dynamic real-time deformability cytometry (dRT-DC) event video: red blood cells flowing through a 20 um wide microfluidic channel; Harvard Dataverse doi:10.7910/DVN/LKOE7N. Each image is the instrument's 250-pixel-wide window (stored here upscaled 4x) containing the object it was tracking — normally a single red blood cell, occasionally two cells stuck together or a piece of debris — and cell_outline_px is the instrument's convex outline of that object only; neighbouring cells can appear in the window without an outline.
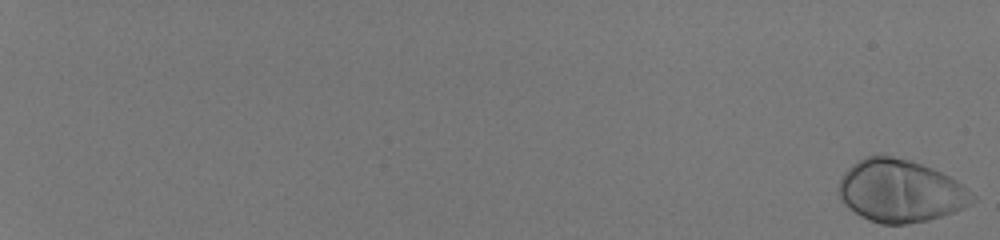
{"species": "human", "species_latin": "Homo sapiens", "temperature_condition": "room temperature", "stored_images_in_passage": 56, "camera_frame_rate_fps": 3000, "um_per_image_px": 0.085, "donor": {"sex": "male"}, "frame": {"image": 1, "passage_image": 1, "time_ms": 0.0, "image_size_px": [1000, 240], "cell_outline_px": [[976, 200], [956, 212], [928, 220], [904, 224], [880, 224], [860, 216], [844, 204], [840, 200], [836, 188], [840, 176], [852, 164], [864, 156], [880, 152], [908, 160], [932, 168], [956, 180], [976, 196]], "centroid_in_image_um": [76.48, 16.21], "position_along_channel_um": 8.5, "area_um2": 49.3}}
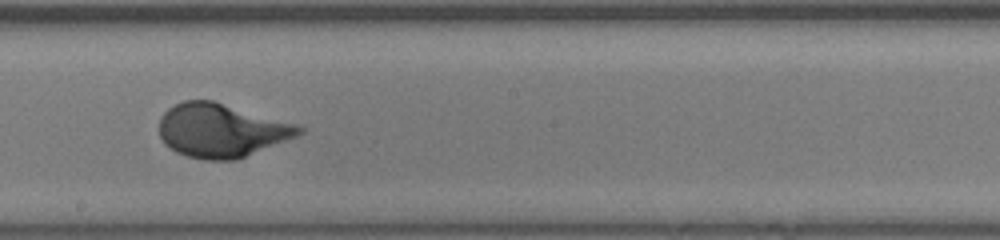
{"frame": {"image": 2, "passage_image": 38, "time_ms": 12.333, "image_size_px": [1000, 240], "cell_outline_px": [[304, 132], [296, 136], [236, 160], [204, 160], [188, 156], [176, 152], [164, 144], [160, 136], [160, 120], [164, 112], [168, 108], [184, 100], [212, 100], [296, 124], [304, 128]], "centroid_in_image_um": [18.79, 11.09], "position_along_channel_um": 229.4, "area_um2": 43.35}}
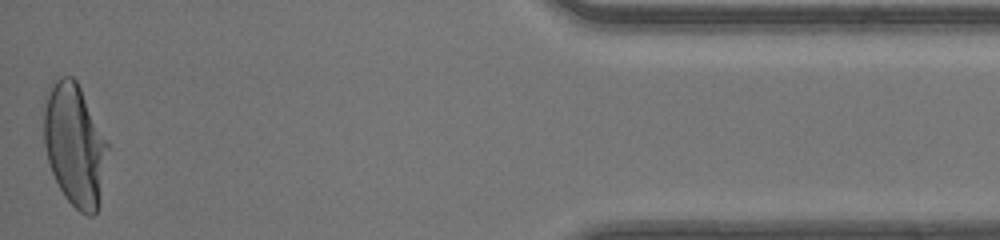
{"frame": {"image": 3, "passage_image": 56, "time_ms": 18.333, "image_size_px": [1000, 240], "cell_outline_px": [[108, 148], [100, 204], [96, 212], [92, 216], [88, 216], [80, 212], [64, 196], [52, 172], [48, 160], [44, 144], [44, 108], [52, 80], [60, 76], [72, 76], [76, 80], [108, 144]], "centroid_in_image_um": [6.35, 12.34], "position_along_channel_um": 428.9, "area_um2": 45.03}, "authors_computed_cell_mechanics": {"area_um2": 43.5523, "velocity_mm_per_s": 4.1773, "shape_relaxation_time_tau1_ms": 2.6507, "shape_relaxation_time_tau2_ms": null, "deformation_change_tau1": 0.1902, "deformation_change_tau2": null}}